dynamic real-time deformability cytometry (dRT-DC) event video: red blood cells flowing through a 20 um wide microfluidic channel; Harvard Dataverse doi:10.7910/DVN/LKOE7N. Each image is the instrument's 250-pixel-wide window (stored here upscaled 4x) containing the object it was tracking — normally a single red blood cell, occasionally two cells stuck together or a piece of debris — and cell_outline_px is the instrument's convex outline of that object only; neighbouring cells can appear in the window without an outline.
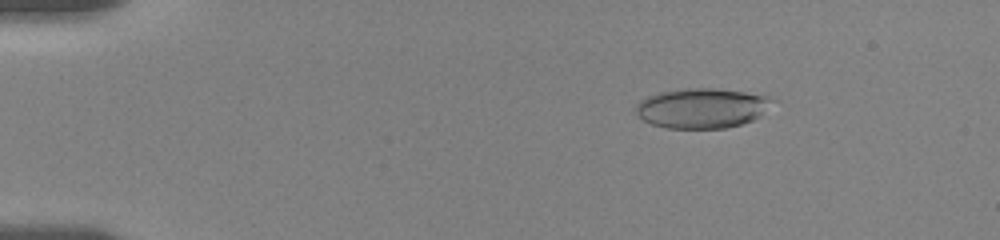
{"species": "human", "species_latin": "Homo sapiens", "temperature_condition": "room temperature", "stored_images_in_passage": 27, "camera_frame_rate_fps": 3000, "um_per_image_px": 0.085, "donor": {"sex": "female"}, "frame": {"image": 1, "passage_image": 6, "time_ms": 2.333, "image_size_px": [1000, 240], "cell_outline_px": [[776, 100], [760, 116], [752, 120], [740, 124], [724, 128], [664, 128], [652, 124], [636, 116], [636, 104], [640, 100], [648, 96], [660, 92], [684, 88], [716, 88], [744, 92], [768, 96]], "centroid_in_image_um": [59.65, 9.18], "position_along_channel_um": 25.3, "area_um2": 31.85}}
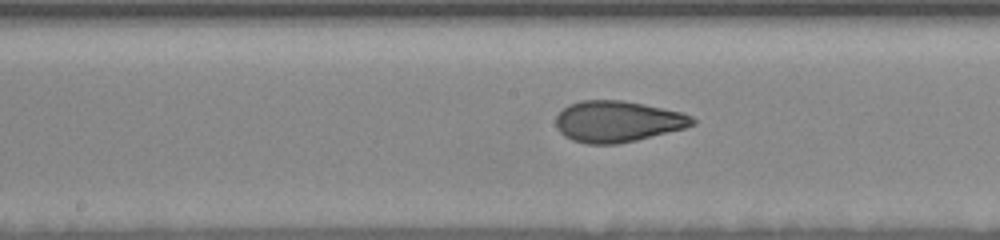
{"frame": {"image": 2, "passage_image": 19, "time_ms": 9.333, "image_size_px": [1000, 240], "cell_outline_px": [[696, 124], [684, 128], [636, 140], [616, 144], [588, 144], [572, 140], [564, 136], [560, 132], [556, 124], [556, 116], [568, 104], [580, 100], [620, 100], [644, 104], [680, 112], [692, 116], [696, 120]], "centroid_in_image_um": [52.48, 10.32], "position_along_channel_um": 195.7, "area_um2": 32.66}}
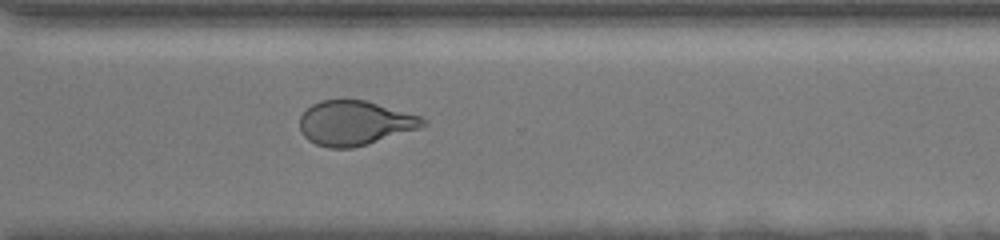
{"frame": {"image": 3, "passage_image": 27, "time_ms": 13.333, "image_size_px": [1000, 240], "cell_outline_px": [[428, 124], [420, 128], [352, 148], [328, 148], [316, 144], [308, 140], [300, 132], [300, 116], [312, 104], [320, 100], [364, 100], [420, 116]], "centroid_in_image_um": [30.12, 10.46], "position_along_channel_um": 340.5, "area_um2": 31.62}}